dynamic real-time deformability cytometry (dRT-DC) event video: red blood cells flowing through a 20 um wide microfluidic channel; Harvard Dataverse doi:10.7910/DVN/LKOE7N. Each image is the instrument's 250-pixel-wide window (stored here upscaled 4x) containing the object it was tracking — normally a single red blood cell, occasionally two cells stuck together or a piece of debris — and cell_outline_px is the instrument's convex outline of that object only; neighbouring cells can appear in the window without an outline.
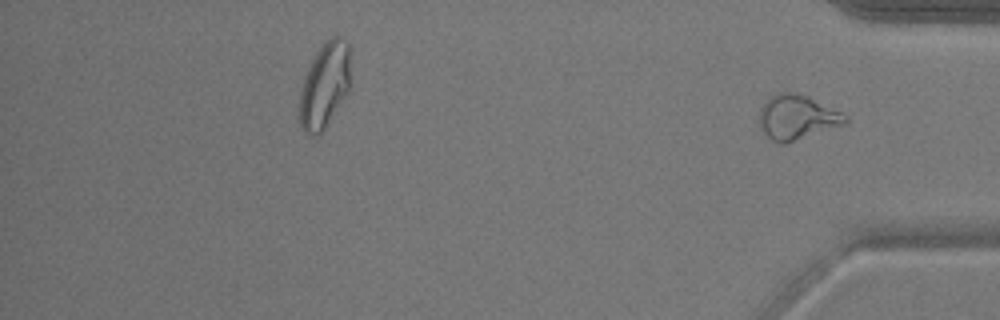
{"species": "common noctule bat (a hibernating species)", "species_latin": "Nyctalus noctula", "temperature_condition": "warm", "stored_images_in_passage": 39, "segment_of_instrument_passage": [2, 2], "camera_frame_rate_fps": 3000, "um_per_image_px": 0.085, "animal": {"sex": "male", "body_mass_g": 17.9}, "frame": {"image": 1, "passage_image": 39, "time_ms": 12.667, "image_size_px": [1000, 320], "cell_outline_px": [[848, 120], [844, 124], [784, 144], [780, 144], [772, 140], [764, 132], [760, 124], [760, 108], [768, 96], [780, 92], [796, 92], [840, 112], [848, 116]], "centroid_in_image_um": [67.7, 9.96], "position_along_channel_um": 367.5, "area_um2": 21.85}}